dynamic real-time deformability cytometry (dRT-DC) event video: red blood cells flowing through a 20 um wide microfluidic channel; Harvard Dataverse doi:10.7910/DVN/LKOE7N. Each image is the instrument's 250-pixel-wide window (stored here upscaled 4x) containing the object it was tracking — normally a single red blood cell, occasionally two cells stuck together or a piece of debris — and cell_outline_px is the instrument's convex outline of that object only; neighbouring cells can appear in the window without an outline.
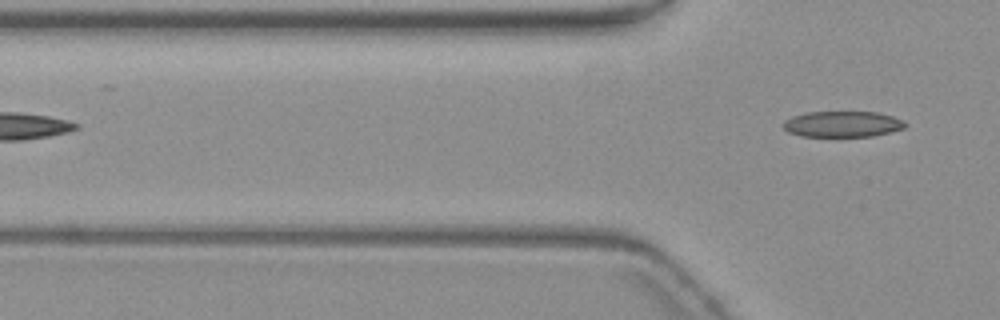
{"species": "common noctule bat (a hibernating species)", "species_latin": "Nyctalus noctula", "temperature_condition": "warm", "stored_images_in_passage": 2, "camera_frame_rate_fps": 3000, "um_per_image_px": 0.085, "animal": {"sex": "female", "body_mass_g": 19.3, "forearm_length_mm": 54.1}, "frame": {"image": 1, "passage_image": 2, "time_ms": 1.333, "image_size_px": [1000, 320], "cell_outline_px": [[908, 124], [904, 128], [872, 136], [800, 136], [788, 132], [784, 128], [784, 120], [792, 116], [804, 112], [876, 112], [892, 116], [904, 120]], "centroid_in_image_um": [71.6, 10.54], "position_along_channel_um": 54.2, "area_um2": 18.38}}